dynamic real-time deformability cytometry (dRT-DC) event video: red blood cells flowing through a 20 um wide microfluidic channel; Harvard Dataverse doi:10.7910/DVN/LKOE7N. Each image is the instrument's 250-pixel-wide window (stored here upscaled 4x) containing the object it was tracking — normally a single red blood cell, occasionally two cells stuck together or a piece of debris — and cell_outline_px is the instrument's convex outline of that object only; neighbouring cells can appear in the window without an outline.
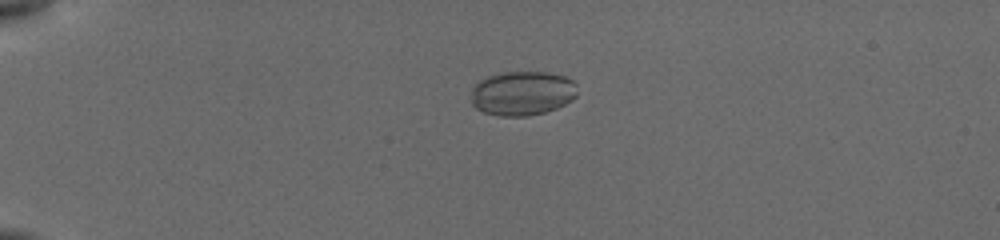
{"species": "common noctule bat (a hibernating species)", "species_latin": "Nyctalus noctula", "temperature_condition": "cold", "stored_images_in_passage": 53, "camera_frame_rate_fps": 3000, "um_per_image_px": 0.085, "animal": {"sex": "female", "body_mass_g": 19.5, "forearm_length_mm": 54.1}, "frame": {"image": 1, "passage_image": 1, "time_ms": 0.0, "image_size_px": [1000, 240], "cell_outline_px": [[576, 96], [572, 100], [556, 108], [544, 112], [528, 116], [500, 116], [484, 112], [476, 108], [472, 104], [472, 88], [480, 80], [488, 76], [504, 72], [544, 72], [564, 76], [572, 80], [576, 84]], "centroid_in_image_um": [44.39, 7.93], "position_along_channel_um": 40.6, "area_um2": 27.34}}
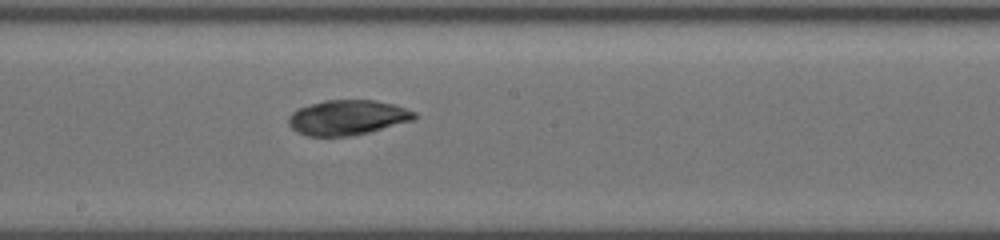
{"frame": {"image": 2, "passage_image": 22, "time_ms": 6.0, "image_size_px": [1000, 240], "cell_outline_px": [[416, 120], [368, 132], [348, 136], [308, 136], [296, 132], [288, 124], [288, 116], [296, 108], [324, 100], [376, 100], [396, 104], [416, 112]], "centroid_in_image_um": [29.54, 9.98], "position_along_channel_um": 218.7, "area_um2": 25.95}}
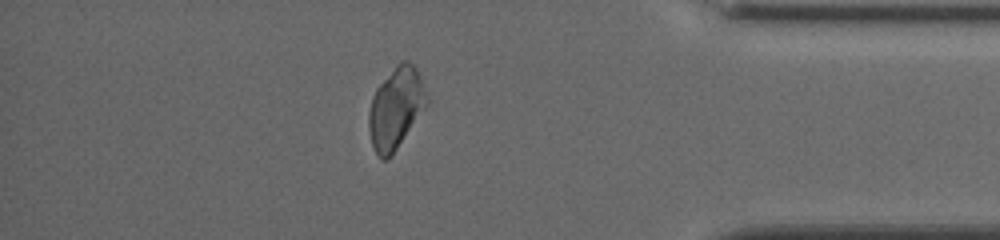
{"frame": {"image": 3, "passage_image": 41, "time_ms": 11.333, "image_size_px": [1000, 240], "cell_outline_px": [[428, 104], [392, 156], [388, 160], [380, 160], [372, 144], [368, 128], [368, 112], [372, 96], [376, 88], [396, 64], [400, 60], [408, 60], [416, 68], [420, 76], [428, 96]], "centroid_in_image_um": [33.64, 9.2], "position_along_channel_um": 401.6, "area_um2": 27.69}, "authors_computed_cell_mechanics": {"area_um2": 26.588, "velocity_mm_per_s": 3.8752, "shape_relaxation_time_tau1_ms": null, "shape_relaxation_time_tau2_ms": 6.9662, "deformation_change_tau1": null, "deformation_change_tau2": 0.078}}